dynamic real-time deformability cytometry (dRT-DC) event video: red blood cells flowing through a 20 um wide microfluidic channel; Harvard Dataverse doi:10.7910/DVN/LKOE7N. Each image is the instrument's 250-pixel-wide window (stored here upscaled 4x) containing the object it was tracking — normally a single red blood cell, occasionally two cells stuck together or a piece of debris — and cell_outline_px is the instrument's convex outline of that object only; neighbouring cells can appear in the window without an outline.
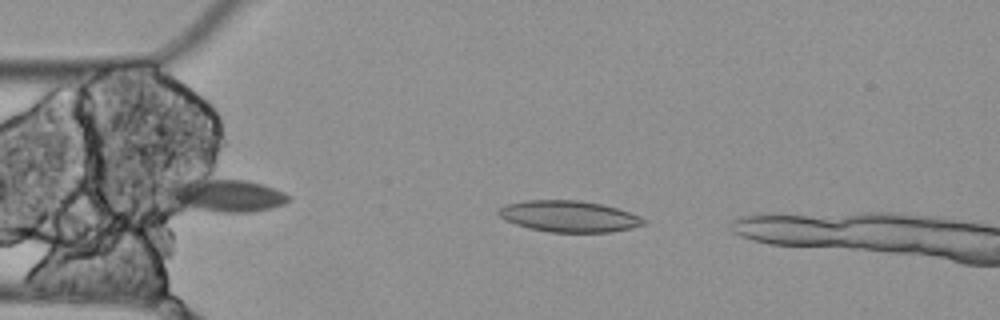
{"species": "Egyptian fruit bat (a non-hibernating species)", "species_latin": "Rousettus aegyptiacus", "temperature_condition": "cold", "stored_images_in_passage": 2, "camera_frame_rate_fps": 3000, "um_per_image_px": 0.085, "animal": {"sex": "female"}, "frame": {"image": 1, "passage_image": 2, "time_ms": 0.333, "image_size_px": [1000, 320], "cell_outline_px": [[648, 220], [644, 224], [632, 228], [612, 232], [548, 232], [516, 224], [504, 220], [496, 212], [496, 208], [508, 204], [524, 200], [576, 200], [604, 204], [640, 216]], "centroid_in_image_um": [48.36, 18.38], "position_along_channel_um": 36.6, "area_um2": 26.53}}